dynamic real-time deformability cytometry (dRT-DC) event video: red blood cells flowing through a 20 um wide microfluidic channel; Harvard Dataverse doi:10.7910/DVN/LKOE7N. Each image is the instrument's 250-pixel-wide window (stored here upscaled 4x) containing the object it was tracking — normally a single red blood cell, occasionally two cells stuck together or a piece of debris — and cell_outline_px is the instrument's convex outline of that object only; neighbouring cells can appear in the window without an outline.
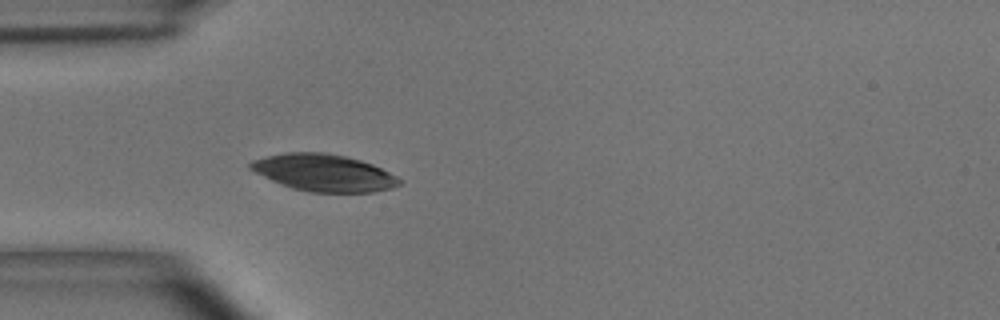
{"species": "common noctule bat (a hibernating species)", "species_latin": "Nyctalus noctula", "temperature_condition": "room temperature", "stored_images_in_passage": 19, "camera_frame_rate_fps": 3000, "um_per_image_px": 0.085, "animal": {"sex": "male", "body_mass_g": 15.6}, "frame": {"image": 1, "passage_image": 6, "time_ms": 1.667, "image_size_px": [1000, 320], "cell_outline_px": [[400, 184], [392, 188], [372, 192], [308, 192], [292, 188], [280, 184], [248, 168], [248, 164], [252, 160], [264, 156], [284, 152], [324, 152], [344, 156], [360, 160], [372, 164], [396, 176], [400, 180]], "centroid_in_image_um": [27.48, 14.68], "position_along_channel_um": 57.5, "area_um2": 32.02}}